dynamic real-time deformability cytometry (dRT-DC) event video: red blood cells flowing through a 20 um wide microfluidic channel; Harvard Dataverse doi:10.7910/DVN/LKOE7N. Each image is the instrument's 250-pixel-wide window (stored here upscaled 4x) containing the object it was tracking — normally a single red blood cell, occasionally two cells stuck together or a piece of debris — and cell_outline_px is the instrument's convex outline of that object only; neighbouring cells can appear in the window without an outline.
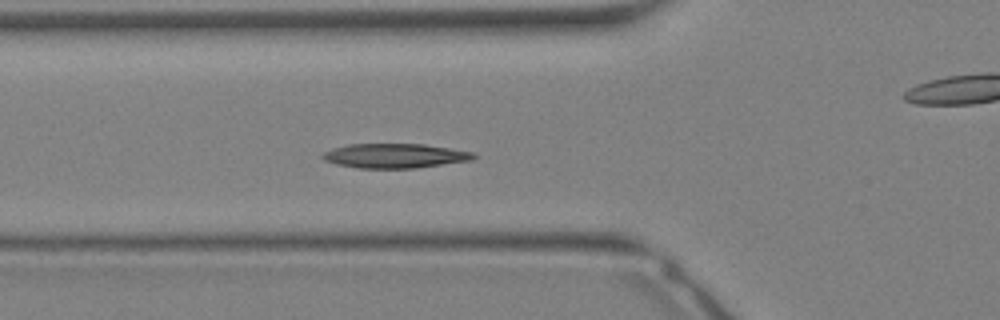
{"species": "Egyptian fruit bat (a non-hibernating species)", "species_latin": "Rousettus aegyptiacus", "temperature_condition": "warm", "stored_images_in_passage": 35, "camera_frame_rate_fps": 3000, "um_per_image_px": 0.085, "animal": {"sex": "female"}, "frame": {"image": 1, "passage_image": 12, "time_ms": 3.667, "image_size_px": [1000, 320], "cell_outline_px": [[476, 156], [472, 160], [416, 168], [360, 168], [336, 164], [324, 160], [320, 156], [324, 152], [332, 148], [348, 144], [424, 144], [472, 152]], "centroid_in_image_um": [33.52, 13.24], "position_along_channel_um": 92.3, "area_um2": 21.44}}
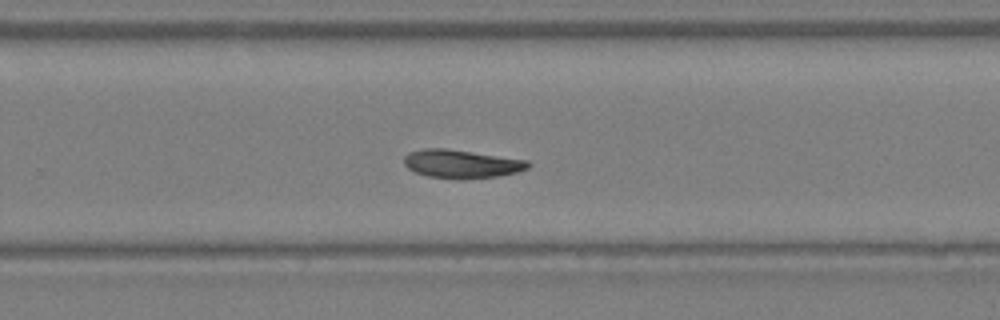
{"frame": {"image": 2, "passage_image": 22, "time_ms": 7.0, "image_size_px": [1000, 320], "cell_outline_px": [[532, 164], [528, 168], [516, 172], [496, 176], [428, 176], [416, 172], [408, 168], [404, 164], [404, 156], [408, 152], [424, 148], [444, 148], [528, 160]], "centroid_in_image_um": [39.21, 13.87], "position_along_channel_um": 290.6, "area_um2": 19.54}}
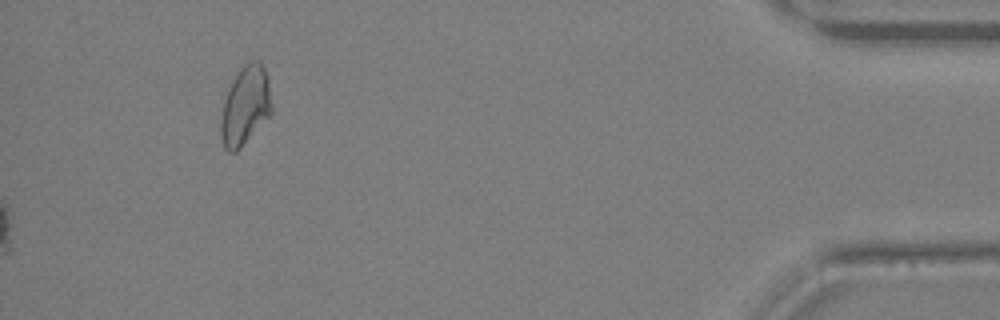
{"frame": {"image": 3, "passage_image": 35, "time_ms": 11.333, "image_size_px": [1000, 320], "cell_outline_px": [[272, 112], [240, 148], [236, 152], [228, 152], [224, 148], [220, 136], [220, 120], [224, 100], [232, 80], [240, 68], [244, 64], [252, 60], [260, 60], [264, 68], [268, 80], [272, 108]], "centroid_in_image_um": [20.83, 8.98], "position_along_channel_um": 414.4, "area_um2": 23.29}}